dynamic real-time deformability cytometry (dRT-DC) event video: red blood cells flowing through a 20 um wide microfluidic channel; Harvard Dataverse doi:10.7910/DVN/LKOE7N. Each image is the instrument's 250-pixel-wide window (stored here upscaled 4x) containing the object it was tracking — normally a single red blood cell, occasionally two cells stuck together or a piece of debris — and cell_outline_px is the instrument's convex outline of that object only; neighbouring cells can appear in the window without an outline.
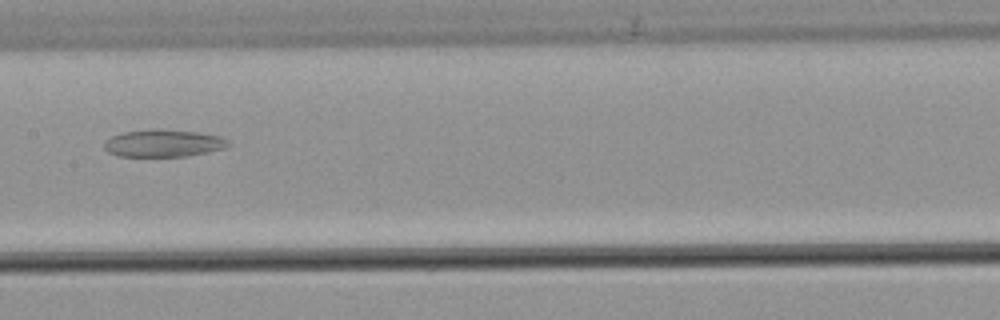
{"species": "common noctule bat (a hibernating species)", "species_latin": "Nyctalus noctula", "temperature_condition": "warm", "stored_images_in_passage": 52, "camera_frame_rate_fps": 3000, "um_per_image_px": 0.085, "animal": {"sex": "male", "body_mass_g": 21.5, "forearm_length_mm": 52.0}, "frame": {"image": 1, "passage_image": 26, "time_ms": 8.333, "image_size_px": [1000, 320], "cell_outline_px": [[232, 144], [228, 148], [188, 156], [120, 156], [108, 152], [104, 148], [104, 140], [112, 136], [124, 132], [156, 128], [164, 128], [196, 132], [220, 136], [228, 140]], "centroid_in_image_um": [13.93, 12.16], "position_along_channel_um": 193.5, "area_um2": 20.06}}
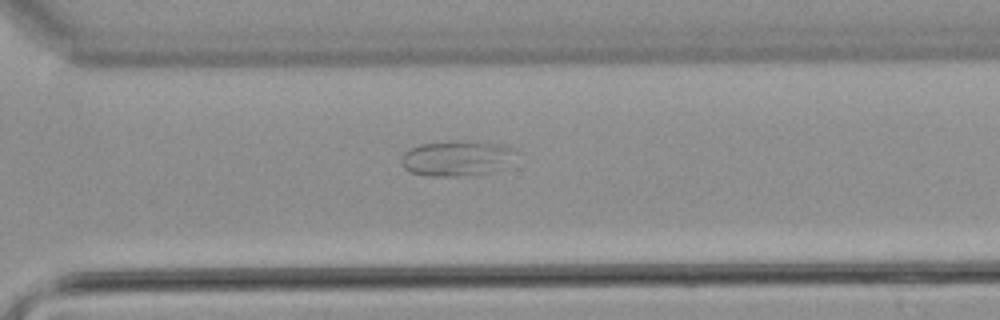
{"frame": {"image": 2, "passage_image": 37, "time_ms": 12.0, "image_size_px": [1000, 320], "cell_outline_px": [[516, 152], [496, 168], [484, 172], [460, 176], [428, 176], [408, 172], [404, 168], [400, 160], [400, 156], [404, 152], [420, 144], [476, 140], [496, 144], [512, 148]], "centroid_in_image_um": [38.66, 13.44], "position_along_channel_um": 331.9, "area_um2": 22.77}}
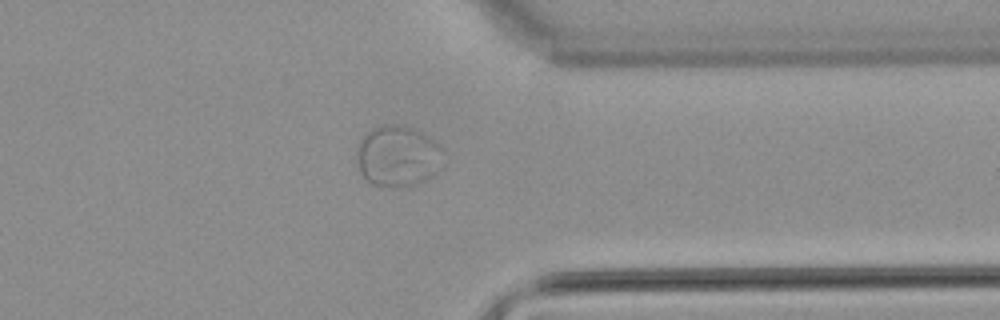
{"frame": {"image": 3, "passage_image": 41, "time_ms": 13.333, "image_size_px": [1000, 320], "cell_outline_px": [[440, 148], [432, 172], [420, 184], [400, 188], [372, 184], [360, 172], [356, 160], [356, 152], [360, 140], [364, 132], [372, 128], [384, 124], [400, 124], [416, 128], [424, 132], [440, 144]], "centroid_in_image_um": [33.7, 13.22], "position_along_channel_um": 377.7, "area_um2": 30.46}}